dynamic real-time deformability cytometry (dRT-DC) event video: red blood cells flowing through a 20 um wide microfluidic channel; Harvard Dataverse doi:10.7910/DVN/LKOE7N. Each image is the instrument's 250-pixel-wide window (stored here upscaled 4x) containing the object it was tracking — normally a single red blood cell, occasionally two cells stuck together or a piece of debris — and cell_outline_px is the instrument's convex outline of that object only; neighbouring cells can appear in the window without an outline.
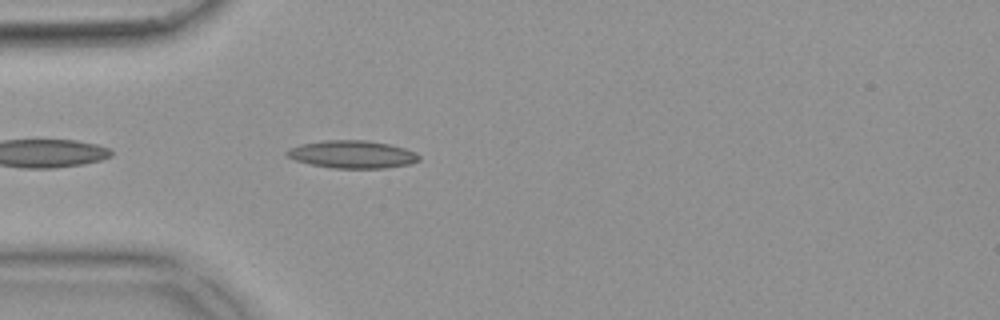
{"species": "common noctule bat (a hibernating species)", "species_latin": "Nyctalus noctula", "temperature_condition": "warm", "stored_images_in_passage": 13, "camera_frame_rate_fps": 3000, "um_per_image_px": 0.085, "animal": {"sex": "female", "body_mass_g": 18.4}, "frame": {"image": 1, "passage_image": 3, "time_ms": 0.667, "image_size_px": [1000, 320], "cell_outline_px": [[420, 160], [412, 164], [384, 168], [332, 168], [312, 164], [296, 160], [284, 156], [284, 152], [288, 148], [300, 144], [324, 140], [364, 140], [388, 144], [404, 148], [416, 152], [420, 156]], "centroid_in_image_um": [29.93, 13.12], "position_along_channel_um": 55.1, "area_um2": 21.44}}